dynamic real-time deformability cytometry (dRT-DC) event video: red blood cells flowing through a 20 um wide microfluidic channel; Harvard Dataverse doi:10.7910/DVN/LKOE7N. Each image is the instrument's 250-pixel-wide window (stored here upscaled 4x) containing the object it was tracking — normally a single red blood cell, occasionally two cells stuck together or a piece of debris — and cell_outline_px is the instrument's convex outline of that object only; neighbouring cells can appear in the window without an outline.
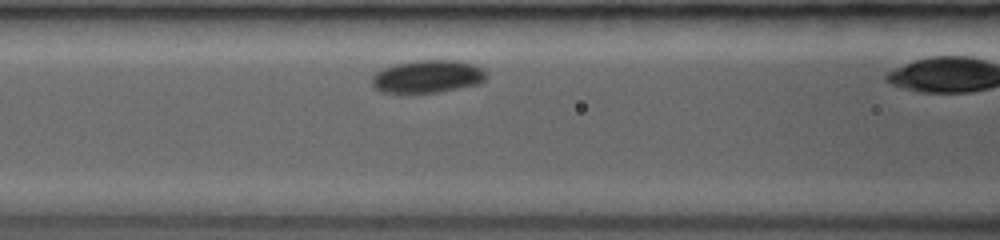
{"species": "common noctule bat (a hibernating species)", "species_latin": "Nyctalus noctula", "temperature_condition": "room temperature", "stored_images_in_passage": 34, "camera_frame_rate_fps": 3500, "um_per_image_px": 0.085, "animal": {"sex": "female", "body_mass_g": 19.0, "forearm_length_mm": 53.3}, "frame": {"image": 1, "passage_image": 10, "time_ms": 2.571, "image_size_px": [1000, 240], "cell_outline_px": [[488, 76], [484, 80], [476, 84], [436, 92], [384, 92], [376, 88], [372, 84], [372, 76], [376, 72], [392, 64], [416, 60], [460, 60], [472, 64], [480, 68]], "centroid_in_image_um": [36.32, 6.48], "position_along_channel_um": 130.3, "area_um2": 21.5}}
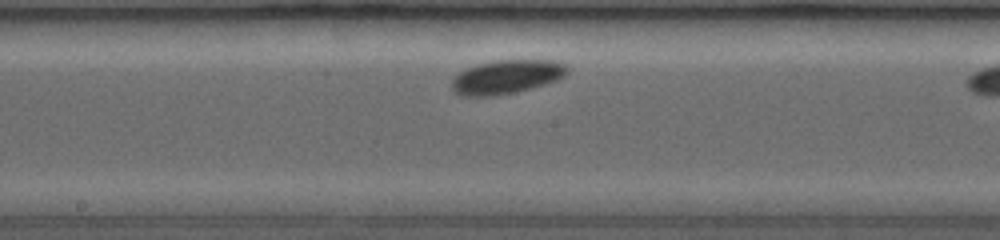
{"frame": {"image": 2, "passage_image": 17, "time_ms": 4.571, "image_size_px": [1000, 240], "cell_outline_px": [[568, 72], [564, 76], [556, 80], [528, 88], [508, 92], [484, 96], [468, 96], [456, 92], [452, 88], [452, 80], [464, 68], [476, 64], [492, 60], [552, 60], [568, 64]], "centroid_in_image_um": [43.06, 6.48], "position_along_channel_um": 205.1, "area_um2": 22.31}}
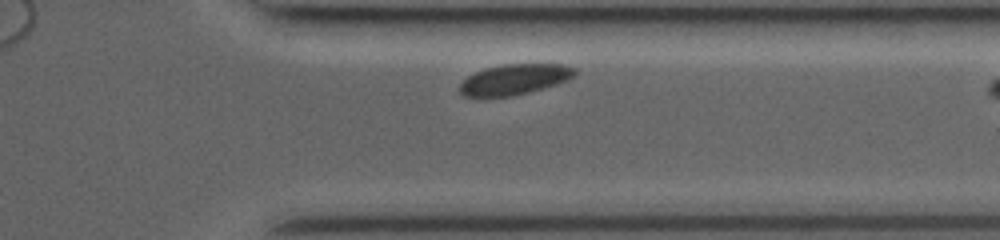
{"frame": {"image": 3, "passage_image": 32, "time_ms": 8.857, "image_size_px": [1000, 240], "cell_outline_px": [[576, 72], [568, 80], [556, 84], [528, 92], [512, 96], [464, 96], [460, 92], [460, 84], [468, 76], [484, 68], [504, 64], [564, 64], [572, 68]], "centroid_in_image_um": [43.72, 6.74], "position_along_channel_um": 367.7, "area_um2": 20.11}}